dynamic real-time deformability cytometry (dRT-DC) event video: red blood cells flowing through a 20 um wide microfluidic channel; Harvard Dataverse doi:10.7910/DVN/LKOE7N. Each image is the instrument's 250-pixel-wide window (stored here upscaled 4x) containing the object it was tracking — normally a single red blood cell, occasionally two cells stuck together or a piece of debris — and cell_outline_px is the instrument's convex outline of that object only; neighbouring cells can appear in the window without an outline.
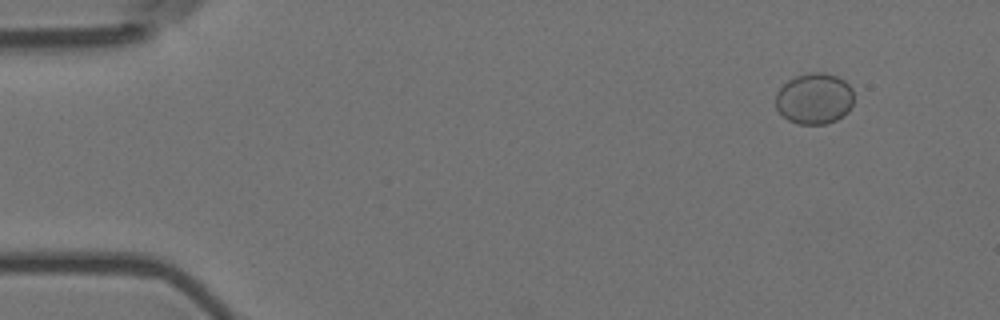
{"species": "Egyptian fruit bat (a non-hibernating species)", "species_latin": "Rousettus aegyptiacus", "temperature_condition": "room temperature", "stored_images_in_passage": 9, "camera_frame_rate_fps": 3000, "um_per_image_px": 0.085, "animal": {"sex": "female"}, "frame": {"image": 1, "passage_image": 2, "time_ms": 0.333, "image_size_px": [1000, 320], "cell_outline_px": [[852, 104], [848, 112], [844, 116], [836, 120], [824, 124], [796, 124], [788, 120], [776, 108], [776, 92], [788, 80], [796, 76], [808, 72], [824, 72], [836, 76], [844, 80], [852, 88]], "centroid_in_image_um": [69.22, 8.38], "position_along_channel_um": 15.8, "area_um2": 23.35}}
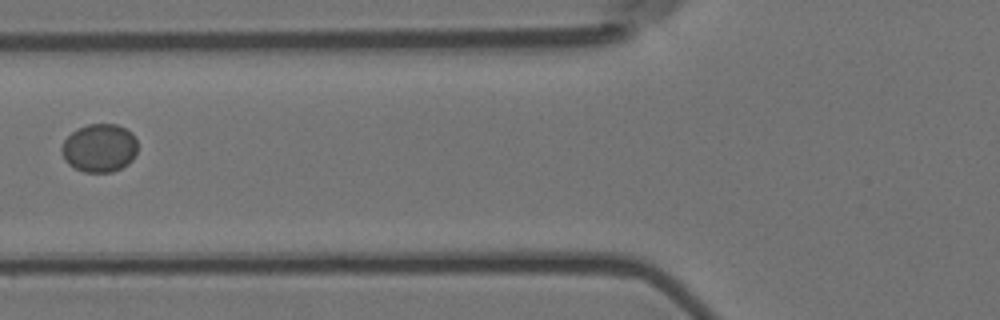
{"frame": {"image": 2, "passage_image": 6, "time_ms": 1.667, "image_size_px": [1000, 320], "cell_outline_px": [[136, 152], [132, 160], [128, 164], [112, 172], [84, 172], [68, 164], [64, 160], [60, 152], [60, 148], [64, 140], [76, 128], [88, 124], [116, 124], [132, 132], [136, 140]], "centroid_in_image_um": [8.42, 12.57], "position_along_channel_um": 117.4, "area_um2": 21.5}}
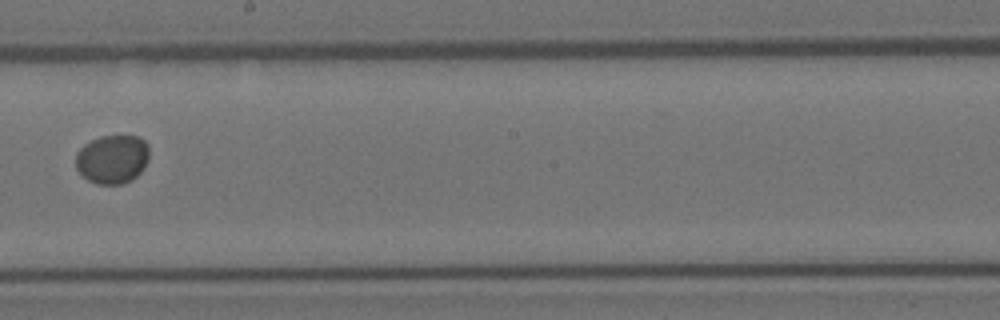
{"frame": {"image": 3, "passage_image": 9, "time_ms": 2.667, "image_size_px": [1000, 320], "cell_outline_px": [[148, 160], [144, 168], [132, 180], [120, 184], [96, 184], [88, 180], [76, 168], [76, 152], [84, 144], [100, 136], [140, 136], [148, 144]], "centroid_in_image_um": [9.56, 13.52], "position_along_channel_um": 238.6, "area_um2": 20.98}}